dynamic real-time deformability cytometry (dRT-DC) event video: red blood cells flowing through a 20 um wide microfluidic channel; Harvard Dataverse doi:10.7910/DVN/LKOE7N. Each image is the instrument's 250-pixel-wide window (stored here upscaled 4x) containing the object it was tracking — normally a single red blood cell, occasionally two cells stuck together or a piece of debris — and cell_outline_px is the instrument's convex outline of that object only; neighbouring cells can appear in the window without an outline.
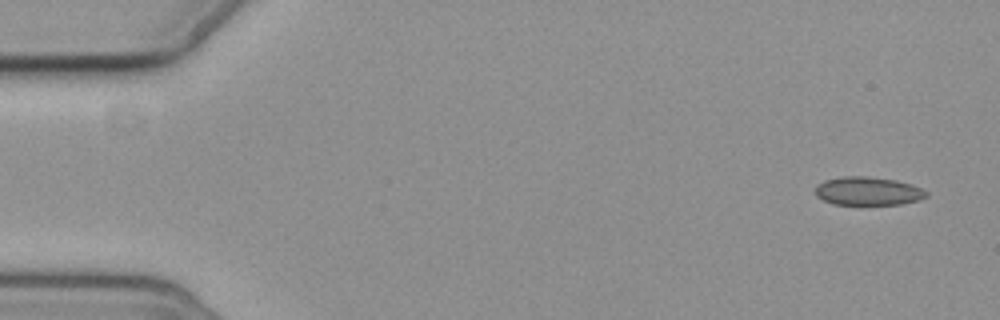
{"species": "common noctule bat (a hibernating species)", "species_latin": "Nyctalus noctula", "temperature_condition": "cold", "stored_images_in_passage": 5, "camera_frame_rate_fps": 3000, "um_per_image_px": 0.085, "animal": {"sex": "female", "body_mass_g": 19.3, "forearm_length_mm": 54.1}, "frame": {"image": 1, "passage_image": 1, "time_ms": 0.0, "image_size_px": [1000, 320], "cell_outline_px": [[928, 196], [920, 200], [900, 204], [832, 204], [816, 196], [816, 184], [824, 180], [844, 176], [868, 176], [896, 180], [912, 184], [928, 192]], "centroid_in_image_um": [73.78, 16.23], "position_along_channel_um": 11.2, "area_um2": 18.44}}
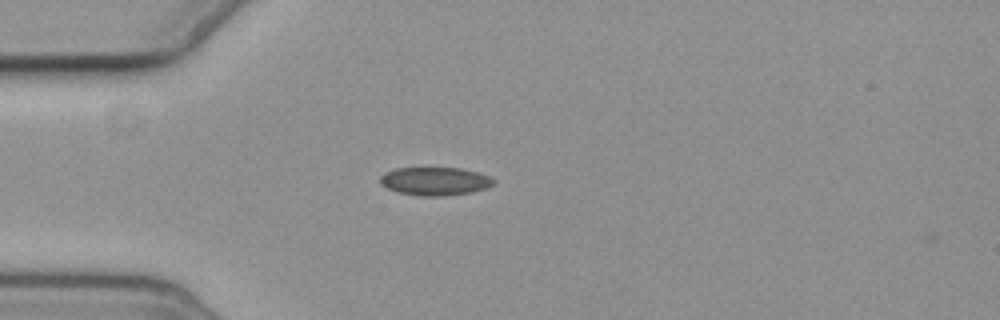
{"frame": {"image": 2, "passage_image": 4, "time_ms": 4.333, "image_size_px": [1000, 320], "cell_outline_px": [[496, 184], [472, 192], [444, 196], [420, 196], [396, 192], [380, 184], [380, 176], [384, 172], [396, 168], [460, 168], [476, 172], [488, 176], [496, 180]], "centroid_in_image_um": [36.95, 15.41], "position_along_channel_um": 48.0, "area_um2": 18.73}}